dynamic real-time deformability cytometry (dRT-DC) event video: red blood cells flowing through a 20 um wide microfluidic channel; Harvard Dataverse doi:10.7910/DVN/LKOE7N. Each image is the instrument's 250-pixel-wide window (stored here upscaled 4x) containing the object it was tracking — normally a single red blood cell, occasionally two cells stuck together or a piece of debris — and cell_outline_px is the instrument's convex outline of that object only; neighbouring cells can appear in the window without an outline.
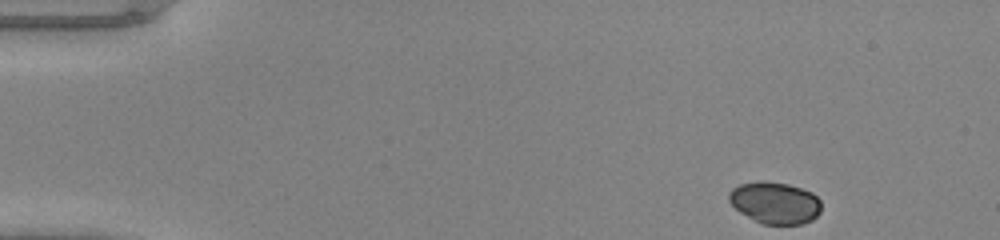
{"species": "common noctule bat (a hibernating species)", "species_latin": "Nyctalus noctula", "temperature_condition": "warm", "stored_images_in_passage": 44, "camera_frame_rate_fps": 3000, "um_per_image_px": 0.085, "animal": {"sex": "male", "body_mass_g": 20.0, "forearm_length_mm": 53.3}, "frame": {"image": 1, "passage_image": 1, "time_ms": 0.0, "image_size_px": [1000, 240], "cell_outline_px": [[820, 212], [812, 220], [804, 224], [760, 224], [740, 212], [728, 200], [728, 192], [732, 188], [740, 184], [760, 180], [788, 184], [812, 192], [820, 200]], "centroid_in_image_um": [65.86, 17.23], "position_along_channel_um": 19.1, "area_um2": 22.6}}
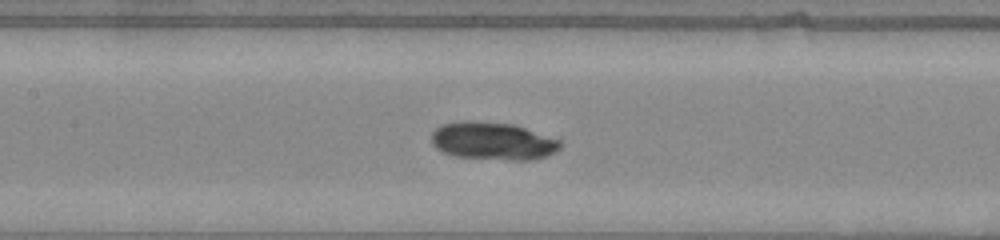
{"frame": {"image": 2, "passage_image": 19, "time_ms": 6.0, "image_size_px": [1000, 240], "cell_outline_px": [[564, 144], [556, 152], [548, 156], [532, 160], [508, 160], [452, 156], [436, 148], [432, 144], [432, 132], [440, 124], [460, 120], [476, 120], [512, 124], [560, 140]], "centroid_in_image_um": [41.88, 11.98], "position_along_channel_um": 165.5, "area_um2": 28.67}}
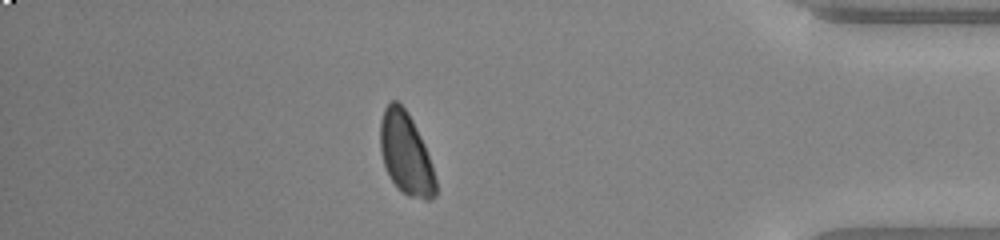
{"frame": {"image": 3, "passage_image": 38, "time_ms": 12.333, "image_size_px": [1000, 240], "cell_outline_px": [[436, 196], [432, 200], [424, 200], [408, 196], [400, 192], [388, 176], [380, 152], [380, 120], [384, 108], [392, 100], [396, 100], [408, 112], [424, 144], [436, 180]], "centroid_in_image_um": [34.48, 13.1], "position_along_channel_um": 400.7, "area_um2": 26.59}}